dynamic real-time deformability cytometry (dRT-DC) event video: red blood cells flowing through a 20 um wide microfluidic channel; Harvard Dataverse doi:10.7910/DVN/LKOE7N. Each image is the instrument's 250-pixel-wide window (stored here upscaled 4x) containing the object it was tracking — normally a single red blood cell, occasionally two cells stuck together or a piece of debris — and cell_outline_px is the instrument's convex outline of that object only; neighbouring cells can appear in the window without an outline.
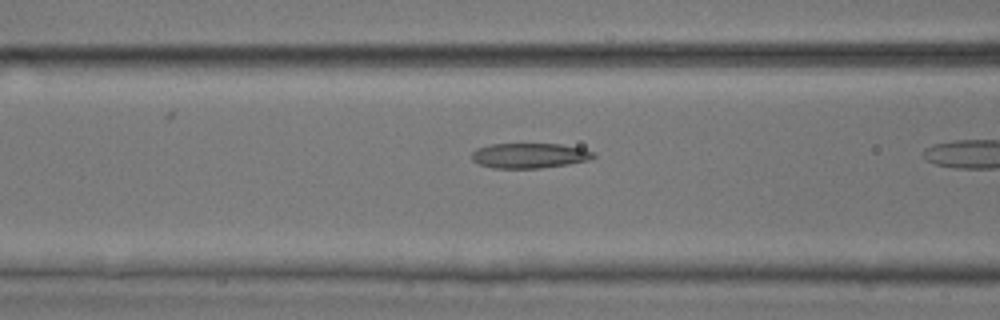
{"species": "common noctule bat (a hibernating species)", "species_latin": "Nyctalus noctula", "temperature_condition": "room temperature", "stored_images_in_passage": 8, "camera_frame_rate_fps": 3000, "um_per_image_px": 0.085, "animal": {"sex": "male", "body_mass_g": 17.9, "forearm_length_mm": 54.2}, "frame": {"image": 1, "passage_image": 7, "time_ms": 2.0, "image_size_px": [1000, 320], "cell_outline_px": [[596, 156], [588, 160], [568, 164], [540, 168], [492, 168], [480, 164], [472, 160], [472, 152], [476, 148], [492, 144], [560, 144], [584, 148], [596, 152]], "centroid_in_image_um": [45.03, 13.22], "position_along_channel_um": 121.6, "area_um2": 17.86}}